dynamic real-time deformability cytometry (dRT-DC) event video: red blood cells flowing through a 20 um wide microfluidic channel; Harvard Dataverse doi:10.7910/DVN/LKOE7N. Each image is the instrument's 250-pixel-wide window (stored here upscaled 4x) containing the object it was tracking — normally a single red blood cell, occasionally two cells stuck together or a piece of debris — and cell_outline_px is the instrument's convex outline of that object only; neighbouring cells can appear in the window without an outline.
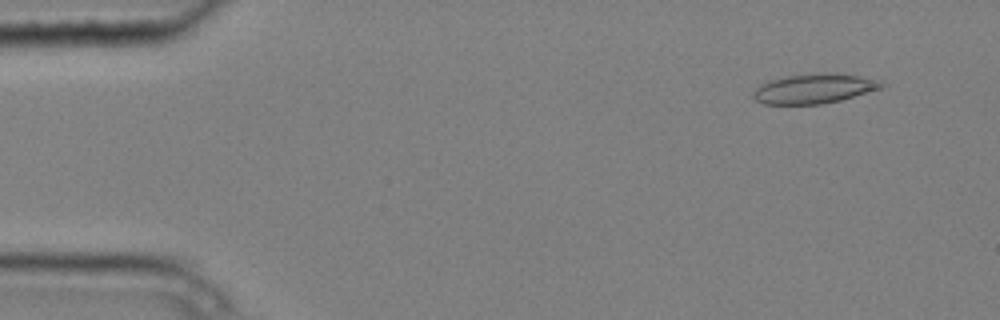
{"species": "common noctule bat (a hibernating species)", "species_latin": "Nyctalus noctula", "temperature_condition": "cold", "stored_images_in_passage": 5, "camera_frame_rate_fps": 3000, "um_per_image_px": 0.085, "animal": {"sex": "male", "body_mass_g": 20.4}, "frame": {"image": 1, "passage_image": 2, "time_ms": 0.333, "image_size_px": [1000, 320], "cell_outline_px": [[888, 84], [884, 88], [840, 100], [820, 104], [764, 104], [756, 100], [752, 96], [752, 92], [760, 84], [768, 80], [788, 76], [812, 72], [836, 72], [860, 76]], "centroid_in_image_um": [69.2, 7.51], "position_along_channel_um": 15.8, "area_um2": 22.48}}